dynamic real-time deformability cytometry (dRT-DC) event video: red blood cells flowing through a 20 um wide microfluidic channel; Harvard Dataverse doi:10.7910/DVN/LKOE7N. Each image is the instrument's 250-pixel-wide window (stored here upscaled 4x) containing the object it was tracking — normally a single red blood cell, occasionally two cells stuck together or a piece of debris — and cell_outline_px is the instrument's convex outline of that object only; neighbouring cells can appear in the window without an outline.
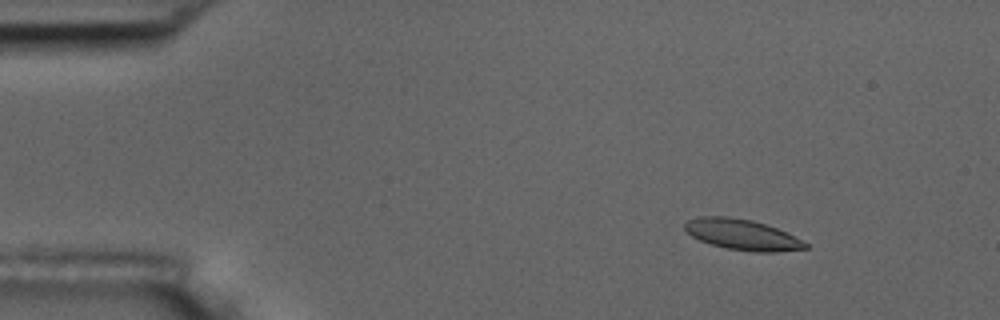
{"species": "common noctule bat (a hibernating species)", "species_latin": "Nyctalus noctula", "temperature_condition": "room temperature", "stored_images_in_passage": 8, "camera_frame_rate_fps": 3000, "um_per_image_px": 0.085, "animal": {"sex": "male", "body_mass_g": 17.5, "forearm_length_mm": 52.3}, "frame": {"image": 1, "passage_image": 3, "time_ms": 0.667, "image_size_px": [1000, 320], "cell_outline_px": [[808, 248], [776, 252], [756, 252], [728, 248], [712, 244], [700, 240], [692, 236], [684, 228], [684, 224], [688, 220], [700, 216], [728, 216], [752, 220], [776, 228], [808, 244]], "centroid_in_image_um": [63.05, 19.93], "position_along_channel_um": 21.9, "area_um2": 21.15}}
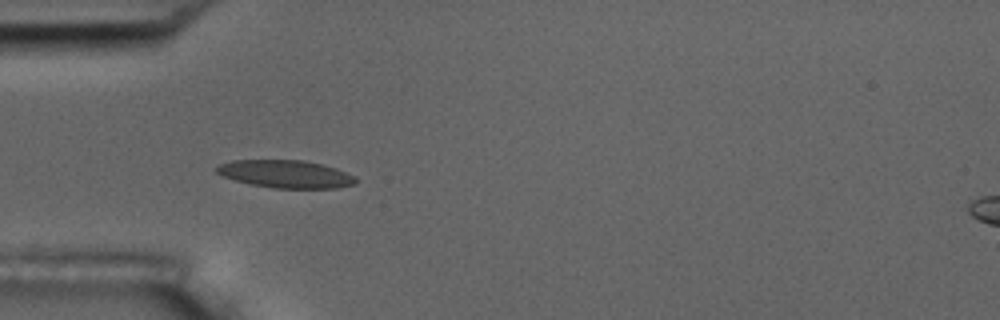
{"frame": {"image": 2, "passage_image": 6, "time_ms": 1.667, "image_size_px": [1000, 320], "cell_outline_px": [[356, 184], [336, 188], [272, 188], [252, 184], [236, 180], [224, 176], [216, 172], [212, 168], [220, 164], [232, 160], [304, 160], [336, 168], [356, 176]], "centroid_in_image_um": [24.29, 14.79], "position_along_channel_um": 60.7, "area_um2": 22.48}}